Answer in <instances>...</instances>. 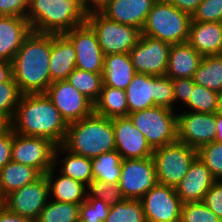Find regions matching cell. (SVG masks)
<instances>
[{
    "label": "cell",
    "instance_id": "cell-1",
    "mask_svg": "<svg viewBox=\"0 0 222 222\" xmlns=\"http://www.w3.org/2000/svg\"><path fill=\"white\" fill-rule=\"evenodd\" d=\"M51 34L32 31L12 61L13 79L24 94H45L51 84Z\"/></svg>",
    "mask_w": 222,
    "mask_h": 222
},
{
    "label": "cell",
    "instance_id": "cell-2",
    "mask_svg": "<svg viewBox=\"0 0 222 222\" xmlns=\"http://www.w3.org/2000/svg\"><path fill=\"white\" fill-rule=\"evenodd\" d=\"M11 123L15 133L46 138L56 146L63 144L68 126L46 94L22 95Z\"/></svg>",
    "mask_w": 222,
    "mask_h": 222
},
{
    "label": "cell",
    "instance_id": "cell-3",
    "mask_svg": "<svg viewBox=\"0 0 222 222\" xmlns=\"http://www.w3.org/2000/svg\"><path fill=\"white\" fill-rule=\"evenodd\" d=\"M62 146L87 158L116 150L112 119L92 113L69 123Z\"/></svg>",
    "mask_w": 222,
    "mask_h": 222
},
{
    "label": "cell",
    "instance_id": "cell-4",
    "mask_svg": "<svg viewBox=\"0 0 222 222\" xmlns=\"http://www.w3.org/2000/svg\"><path fill=\"white\" fill-rule=\"evenodd\" d=\"M32 31L65 34L86 23L81 0H30L26 15Z\"/></svg>",
    "mask_w": 222,
    "mask_h": 222
},
{
    "label": "cell",
    "instance_id": "cell-5",
    "mask_svg": "<svg viewBox=\"0 0 222 222\" xmlns=\"http://www.w3.org/2000/svg\"><path fill=\"white\" fill-rule=\"evenodd\" d=\"M192 17L167 0H157L147 15L141 34L169 44L188 41Z\"/></svg>",
    "mask_w": 222,
    "mask_h": 222
},
{
    "label": "cell",
    "instance_id": "cell-6",
    "mask_svg": "<svg viewBox=\"0 0 222 222\" xmlns=\"http://www.w3.org/2000/svg\"><path fill=\"white\" fill-rule=\"evenodd\" d=\"M129 113L155 106L175 110L172 78L136 73L125 89ZM174 103V104H173Z\"/></svg>",
    "mask_w": 222,
    "mask_h": 222
},
{
    "label": "cell",
    "instance_id": "cell-7",
    "mask_svg": "<svg viewBox=\"0 0 222 222\" xmlns=\"http://www.w3.org/2000/svg\"><path fill=\"white\" fill-rule=\"evenodd\" d=\"M128 117L153 150L177 141V113L174 110L155 106L129 113Z\"/></svg>",
    "mask_w": 222,
    "mask_h": 222
},
{
    "label": "cell",
    "instance_id": "cell-8",
    "mask_svg": "<svg viewBox=\"0 0 222 222\" xmlns=\"http://www.w3.org/2000/svg\"><path fill=\"white\" fill-rule=\"evenodd\" d=\"M198 151L178 140L154 149L152 157L158 184L176 187L187 174Z\"/></svg>",
    "mask_w": 222,
    "mask_h": 222
},
{
    "label": "cell",
    "instance_id": "cell-9",
    "mask_svg": "<svg viewBox=\"0 0 222 222\" xmlns=\"http://www.w3.org/2000/svg\"><path fill=\"white\" fill-rule=\"evenodd\" d=\"M86 22L96 32L104 56L129 53L141 37L140 29L112 21L100 12L88 13Z\"/></svg>",
    "mask_w": 222,
    "mask_h": 222
},
{
    "label": "cell",
    "instance_id": "cell-10",
    "mask_svg": "<svg viewBox=\"0 0 222 222\" xmlns=\"http://www.w3.org/2000/svg\"><path fill=\"white\" fill-rule=\"evenodd\" d=\"M157 183L153 157L122 160L118 186L125 199H141Z\"/></svg>",
    "mask_w": 222,
    "mask_h": 222
},
{
    "label": "cell",
    "instance_id": "cell-11",
    "mask_svg": "<svg viewBox=\"0 0 222 222\" xmlns=\"http://www.w3.org/2000/svg\"><path fill=\"white\" fill-rule=\"evenodd\" d=\"M55 148L56 145L46 138L24 136L14 132L11 160L46 174L54 166Z\"/></svg>",
    "mask_w": 222,
    "mask_h": 222
},
{
    "label": "cell",
    "instance_id": "cell-12",
    "mask_svg": "<svg viewBox=\"0 0 222 222\" xmlns=\"http://www.w3.org/2000/svg\"><path fill=\"white\" fill-rule=\"evenodd\" d=\"M49 193V182L42 174L37 180L7 195L3 206L12 213L36 221L50 198Z\"/></svg>",
    "mask_w": 222,
    "mask_h": 222
},
{
    "label": "cell",
    "instance_id": "cell-13",
    "mask_svg": "<svg viewBox=\"0 0 222 222\" xmlns=\"http://www.w3.org/2000/svg\"><path fill=\"white\" fill-rule=\"evenodd\" d=\"M170 47L168 42L141 34L137 45L129 52L135 72L166 75Z\"/></svg>",
    "mask_w": 222,
    "mask_h": 222
},
{
    "label": "cell",
    "instance_id": "cell-14",
    "mask_svg": "<svg viewBox=\"0 0 222 222\" xmlns=\"http://www.w3.org/2000/svg\"><path fill=\"white\" fill-rule=\"evenodd\" d=\"M45 94L59 110L67 124L79 121L94 112V104L74 88L68 80L52 82Z\"/></svg>",
    "mask_w": 222,
    "mask_h": 222
},
{
    "label": "cell",
    "instance_id": "cell-15",
    "mask_svg": "<svg viewBox=\"0 0 222 222\" xmlns=\"http://www.w3.org/2000/svg\"><path fill=\"white\" fill-rule=\"evenodd\" d=\"M140 200L147 222H180L183 202L175 187L157 183Z\"/></svg>",
    "mask_w": 222,
    "mask_h": 222
},
{
    "label": "cell",
    "instance_id": "cell-16",
    "mask_svg": "<svg viewBox=\"0 0 222 222\" xmlns=\"http://www.w3.org/2000/svg\"><path fill=\"white\" fill-rule=\"evenodd\" d=\"M216 114L188 111L177 113V140L196 150L214 142Z\"/></svg>",
    "mask_w": 222,
    "mask_h": 222
},
{
    "label": "cell",
    "instance_id": "cell-17",
    "mask_svg": "<svg viewBox=\"0 0 222 222\" xmlns=\"http://www.w3.org/2000/svg\"><path fill=\"white\" fill-rule=\"evenodd\" d=\"M65 35L71 40L76 53V68L93 73H103L104 55L98 37L86 22Z\"/></svg>",
    "mask_w": 222,
    "mask_h": 222
},
{
    "label": "cell",
    "instance_id": "cell-18",
    "mask_svg": "<svg viewBox=\"0 0 222 222\" xmlns=\"http://www.w3.org/2000/svg\"><path fill=\"white\" fill-rule=\"evenodd\" d=\"M115 147L122 159H142L152 157L153 149L145 136L127 117L112 118Z\"/></svg>",
    "mask_w": 222,
    "mask_h": 222
},
{
    "label": "cell",
    "instance_id": "cell-19",
    "mask_svg": "<svg viewBox=\"0 0 222 222\" xmlns=\"http://www.w3.org/2000/svg\"><path fill=\"white\" fill-rule=\"evenodd\" d=\"M215 181L205 163L197 156L175 191L183 203L201 202Z\"/></svg>",
    "mask_w": 222,
    "mask_h": 222
},
{
    "label": "cell",
    "instance_id": "cell-20",
    "mask_svg": "<svg viewBox=\"0 0 222 222\" xmlns=\"http://www.w3.org/2000/svg\"><path fill=\"white\" fill-rule=\"evenodd\" d=\"M157 0H112L100 11L106 18L142 30Z\"/></svg>",
    "mask_w": 222,
    "mask_h": 222
},
{
    "label": "cell",
    "instance_id": "cell-21",
    "mask_svg": "<svg viewBox=\"0 0 222 222\" xmlns=\"http://www.w3.org/2000/svg\"><path fill=\"white\" fill-rule=\"evenodd\" d=\"M32 32L26 17L0 16V60L12 63L15 54Z\"/></svg>",
    "mask_w": 222,
    "mask_h": 222
},
{
    "label": "cell",
    "instance_id": "cell-22",
    "mask_svg": "<svg viewBox=\"0 0 222 222\" xmlns=\"http://www.w3.org/2000/svg\"><path fill=\"white\" fill-rule=\"evenodd\" d=\"M76 53L71 40L65 34H51L49 71L51 83L67 80L76 68Z\"/></svg>",
    "mask_w": 222,
    "mask_h": 222
},
{
    "label": "cell",
    "instance_id": "cell-23",
    "mask_svg": "<svg viewBox=\"0 0 222 222\" xmlns=\"http://www.w3.org/2000/svg\"><path fill=\"white\" fill-rule=\"evenodd\" d=\"M202 56L222 54V22H190L187 41Z\"/></svg>",
    "mask_w": 222,
    "mask_h": 222
},
{
    "label": "cell",
    "instance_id": "cell-24",
    "mask_svg": "<svg viewBox=\"0 0 222 222\" xmlns=\"http://www.w3.org/2000/svg\"><path fill=\"white\" fill-rule=\"evenodd\" d=\"M202 58L188 42L171 44L166 76L172 79L193 78Z\"/></svg>",
    "mask_w": 222,
    "mask_h": 222
},
{
    "label": "cell",
    "instance_id": "cell-25",
    "mask_svg": "<svg viewBox=\"0 0 222 222\" xmlns=\"http://www.w3.org/2000/svg\"><path fill=\"white\" fill-rule=\"evenodd\" d=\"M136 74L129 53L108 54L104 56L103 85L124 90Z\"/></svg>",
    "mask_w": 222,
    "mask_h": 222
},
{
    "label": "cell",
    "instance_id": "cell-26",
    "mask_svg": "<svg viewBox=\"0 0 222 222\" xmlns=\"http://www.w3.org/2000/svg\"><path fill=\"white\" fill-rule=\"evenodd\" d=\"M56 168L58 167L53 166L45 174L49 182V194L54 198L52 200L76 205L82 204L87 197V186L71 177L64 176L60 172V175L54 178V173L58 172Z\"/></svg>",
    "mask_w": 222,
    "mask_h": 222
},
{
    "label": "cell",
    "instance_id": "cell-27",
    "mask_svg": "<svg viewBox=\"0 0 222 222\" xmlns=\"http://www.w3.org/2000/svg\"><path fill=\"white\" fill-rule=\"evenodd\" d=\"M41 175L37 169L11 160L0 170V193L5 198Z\"/></svg>",
    "mask_w": 222,
    "mask_h": 222
},
{
    "label": "cell",
    "instance_id": "cell-28",
    "mask_svg": "<svg viewBox=\"0 0 222 222\" xmlns=\"http://www.w3.org/2000/svg\"><path fill=\"white\" fill-rule=\"evenodd\" d=\"M63 151L66 153V156L59 160L61 164L59 172L87 186L93 180L92 159L69 152L62 145H59L56 146L54 152V166H58L57 160L60 158L58 153H64Z\"/></svg>",
    "mask_w": 222,
    "mask_h": 222
},
{
    "label": "cell",
    "instance_id": "cell-29",
    "mask_svg": "<svg viewBox=\"0 0 222 222\" xmlns=\"http://www.w3.org/2000/svg\"><path fill=\"white\" fill-rule=\"evenodd\" d=\"M94 113L110 119L127 117L129 109L126 100V92L103 85L99 98L94 103Z\"/></svg>",
    "mask_w": 222,
    "mask_h": 222
},
{
    "label": "cell",
    "instance_id": "cell-30",
    "mask_svg": "<svg viewBox=\"0 0 222 222\" xmlns=\"http://www.w3.org/2000/svg\"><path fill=\"white\" fill-rule=\"evenodd\" d=\"M122 160L117 150L92 158L93 180H101L112 185H118L122 170Z\"/></svg>",
    "mask_w": 222,
    "mask_h": 222
},
{
    "label": "cell",
    "instance_id": "cell-31",
    "mask_svg": "<svg viewBox=\"0 0 222 222\" xmlns=\"http://www.w3.org/2000/svg\"><path fill=\"white\" fill-rule=\"evenodd\" d=\"M193 80L197 85L220 92L222 90V54L203 56Z\"/></svg>",
    "mask_w": 222,
    "mask_h": 222
},
{
    "label": "cell",
    "instance_id": "cell-32",
    "mask_svg": "<svg viewBox=\"0 0 222 222\" xmlns=\"http://www.w3.org/2000/svg\"><path fill=\"white\" fill-rule=\"evenodd\" d=\"M67 80L93 104L99 98L103 86L102 73H93L75 68L69 74Z\"/></svg>",
    "mask_w": 222,
    "mask_h": 222
},
{
    "label": "cell",
    "instance_id": "cell-33",
    "mask_svg": "<svg viewBox=\"0 0 222 222\" xmlns=\"http://www.w3.org/2000/svg\"><path fill=\"white\" fill-rule=\"evenodd\" d=\"M80 205L55 200L47 202L36 222H78Z\"/></svg>",
    "mask_w": 222,
    "mask_h": 222
},
{
    "label": "cell",
    "instance_id": "cell-34",
    "mask_svg": "<svg viewBox=\"0 0 222 222\" xmlns=\"http://www.w3.org/2000/svg\"><path fill=\"white\" fill-rule=\"evenodd\" d=\"M104 222H147L140 199H124L110 206Z\"/></svg>",
    "mask_w": 222,
    "mask_h": 222
},
{
    "label": "cell",
    "instance_id": "cell-35",
    "mask_svg": "<svg viewBox=\"0 0 222 222\" xmlns=\"http://www.w3.org/2000/svg\"><path fill=\"white\" fill-rule=\"evenodd\" d=\"M190 111L215 113L217 106V92L204 86L195 84L191 90L189 101L185 104Z\"/></svg>",
    "mask_w": 222,
    "mask_h": 222
},
{
    "label": "cell",
    "instance_id": "cell-36",
    "mask_svg": "<svg viewBox=\"0 0 222 222\" xmlns=\"http://www.w3.org/2000/svg\"><path fill=\"white\" fill-rule=\"evenodd\" d=\"M86 199H100L109 206L116 205L125 197L118 185H112L101 180H92L87 185Z\"/></svg>",
    "mask_w": 222,
    "mask_h": 222
},
{
    "label": "cell",
    "instance_id": "cell-37",
    "mask_svg": "<svg viewBox=\"0 0 222 222\" xmlns=\"http://www.w3.org/2000/svg\"><path fill=\"white\" fill-rule=\"evenodd\" d=\"M21 92L13 77L0 83V115L7 117L11 122L18 106Z\"/></svg>",
    "mask_w": 222,
    "mask_h": 222
},
{
    "label": "cell",
    "instance_id": "cell-38",
    "mask_svg": "<svg viewBox=\"0 0 222 222\" xmlns=\"http://www.w3.org/2000/svg\"><path fill=\"white\" fill-rule=\"evenodd\" d=\"M198 157L205 163L216 180H222V143L211 142L202 146Z\"/></svg>",
    "mask_w": 222,
    "mask_h": 222
},
{
    "label": "cell",
    "instance_id": "cell-39",
    "mask_svg": "<svg viewBox=\"0 0 222 222\" xmlns=\"http://www.w3.org/2000/svg\"><path fill=\"white\" fill-rule=\"evenodd\" d=\"M180 222H222L202 201L183 203Z\"/></svg>",
    "mask_w": 222,
    "mask_h": 222
},
{
    "label": "cell",
    "instance_id": "cell-40",
    "mask_svg": "<svg viewBox=\"0 0 222 222\" xmlns=\"http://www.w3.org/2000/svg\"><path fill=\"white\" fill-rule=\"evenodd\" d=\"M196 22H222V0H203L192 15Z\"/></svg>",
    "mask_w": 222,
    "mask_h": 222
},
{
    "label": "cell",
    "instance_id": "cell-41",
    "mask_svg": "<svg viewBox=\"0 0 222 222\" xmlns=\"http://www.w3.org/2000/svg\"><path fill=\"white\" fill-rule=\"evenodd\" d=\"M110 206L100 199H86L80 204L79 219H97L104 222L108 216Z\"/></svg>",
    "mask_w": 222,
    "mask_h": 222
},
{
    "label": "cell",
    "instance_id": "cell-42",
    "mask_svg": "<svg viewBox=\"0 0 222 222\" xmlns=\"http://www.w3.org/2000/svg\"><path fill=\"white\" fill-rule=\"evenodd\" d=\"M202 202L222 221V180H216Z\"/></svg>",
    "mask_w": 222,
    "mask_h": 222
},
{
    "label": "cell",
    "instance_id": "cell-43",
    "mask_svg": "<svg viewBox=\"0 0 222 222\" xmlns=\"http://www.w3.org/2000/svg\"><path fill=\"white\" fill-rule=\"evenodd\" d=\"M30 0H0V16L26 17Z\"/></svg>",
    "mask_w": 222,
    "mask_h": 222
},
{
    "label": "cell",
    "instance_id": "cell-44",
    "mask_svg": "<svg viewBox=\"0 0 222 222\" xmlns=\"http://www.w3.org/2000/svg\"><path fill=\"white\" fill-rule=\"evenodd\" d=\"M175 103L179 100L184 105L189 101L191 90L195 85L193 78L172 79Z\"/></svg>",
    "mask_w": 222,
    "mask_h": 222
},
{
    "label": "cell",
    "instance_id": "cell-45",
    "mask_svg": "<svg viewBox=\"0 0 222 222\" xmlns=\"http://www.w3.org/2000/svg\"><path fill=\"white\" fill-rule=\"evenodd\" d=\"M13 137L14 131L12 128L5 134L0 135V170L11 161Z\"/></svg>",
    "mask_w": 222,
    "mask_h": 222
},
{
    "label": "cell",
    "instance_id": "cell-46",
    "mask_svg": "<svg viewBox=\"0 0 222 222\" xmlns=\"http://www.w3.org/2000/svg\"><path fill=\"white\" fill-rule=\"evenodd\" d=\"M173 6L189 14L191 17L196 12L198 6L203 0H167Z\"/></svg>",
    "mask_w": 222,
    "mask_h": 222
},
{
    "label": "cell",
    "instance_id": "cell-47",
    "mask_svg": "<svg viewBox=\"0 0 222 222\" xmlns=\"http://www.w3.org/2000/svg\"><path fill=\"white\" fill-rule=\"evenodd\" d=\"M0 222H36L33 219L22 217L10 212L5 206L0 207Z\"/></svg>",
    "mask_w": 222,
    "mask_h": 222
},
{
    "label": "cell",
    "instance_id": "cell-48",
    "mask_svg": "<svg viewBox=\"0 0 222 222\" xmlns=\"http://www.w3.org/2000/svg\"><path fill=\"white\" fill-rule=\"evenodd\" d=\"M112 0H81L85 12H100Z\"/></svg>",
    "mask_w": 222,
    "mask_h": 222
},
{
    "label": "cell",
    "instance_id": "cell-49",
    "mask_svg": "<svg viewBox=\"0 0 222 222\" xmlns=\"http://www.w3.org/2000/svg\"><path fill=\"white\" fill-rule=\"evenodd\" d=\"M12 77V63L0 60V83L9 81Z\"/></svg>",
    "mask_w": 222,
    "mask_h": 222
},
{
    "label": "cell",
    "instance_id": "cell-50",
    "mask_svg": "<svg viewBox=\"0 0 222 222\" xmlns=\"http://www.w3.org/2000/svg\"><path fill=\"white\" fill-rule=\"evenodd\" d=\"M216 114V137L215 142L222 143V113Z\"/></svg>",
    "mask_w": 222,
    "mask_h": 222
},
{
    "label": "cell",
    "instance_id": "cell-51",
    "mask_svg": "<svg viewBox=\"0 0 222 222\" xmlns=\"http://www.w3.org/2000/svg\"><path fill=\"white\" fill-rule=\"evenodd\" d=\"M12 128L11 121L5 117L0 115V135L5 134Z\"/></svg>",
    "mask_w": 222,
    "mask_h": 222
},
{
    "label": "cell",
    "instance_id": "cell-52",
    "mask_svg": "<svg viewBox=\"0 0 222 222\" xmlns=\"http://www.w3.org/2000/svg\"><path fill=\"white\" fill-rule=\"evenodd\" d=\"M215 113H222V90L217 93V106Z\"/></svg>",
    "mask_w": 222,
    "mask_h": 222
},
{
    "label": "cell",
    "instance_id": "cell-53",
    "mask_svg": "<svg viewBox=\"0 0 222 222\" xmlns=\"http://www.w3.org/2000/svg\"><path fill=\"white\" fill-rule=\"evenodd\" d=\"M78 222H102V221H97V219H89V220L79 219Z\"/></svg>",
    "mask_w": 222,
    "mask_h": 222
},
{
    "label": "cell",
    "instance_id": "cell-54",
    "mask_svg": "<svg viewBox=\"0 0 222 222\" xmlns=\"http://www.w3.org/2000/svg\"><path fill=\"white\" fill-rule=\"evenodd\" d=\"M3 204H4V198L2 197L0 193V207L3 206Z\"/></svg>",
    "mask_w": 222,
    "mask_h": 222
}]
</instances>
